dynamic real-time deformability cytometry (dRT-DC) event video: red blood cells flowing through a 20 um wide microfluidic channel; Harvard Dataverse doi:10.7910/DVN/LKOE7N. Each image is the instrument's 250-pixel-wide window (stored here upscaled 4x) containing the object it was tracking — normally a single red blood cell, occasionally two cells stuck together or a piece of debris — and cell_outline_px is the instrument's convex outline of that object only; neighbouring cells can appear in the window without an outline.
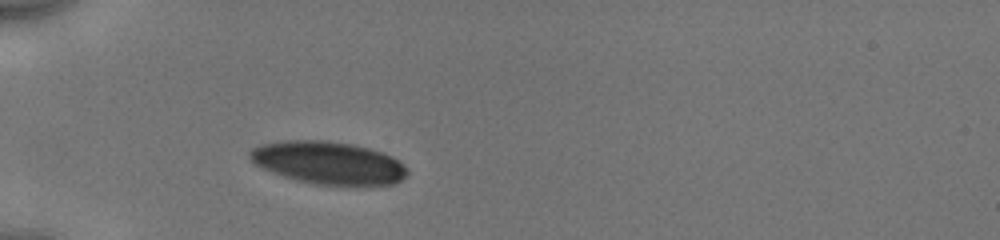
{"species": "human", "species_latin": "Homo sapiens", "temperature_condition": "cold", "stored_images_in_passage": 32, "camera_frame_rate_fps": 3000, "um_per_image_px": 0.085, "donor": {"sex": "male"}, "frame": {"image": 1, "passage_image": 1, "time_ms": 0.0, "image_size_px": [1000, 240], "cell_outline_px": [[408, 176], [396, 184], [368, 188], [360, 188], [316, 184], [284, 176], [272, 172], [256, 164], [248, 156], [248, 152], [252, 148], [260, 144], [280, 140], [328, 140], [356, 144], [384, 152], [392, 156], [404, 164], [408, 168]], "centroid_in_image_um": [28.03, 13.86], "position_along_channel_um": 57.0, "area_um2": 40.52}}
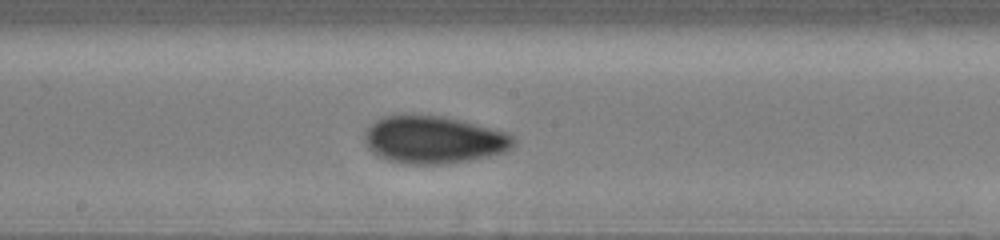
{"frame": {"image": 2, "passage_image": 14, "time_ms": 4.333, "image_size_px": [1000, 240], "cell_outline_px": [[516, 144], [512, 148], [504, 152], [488, 156], [468, 160], [444, 164], [408, 164], [388, 160], [372, 152], [368, 148], [364, 140], [364, 132], [376, 120], [384, 116], [404, 112], [444, 116], [464, 120], [508, 132], [516, 140]], "centroid_in_image_um": [36.87, 11.84], "position_along_channel_um": 211.3, "area_um2": 42.08}}
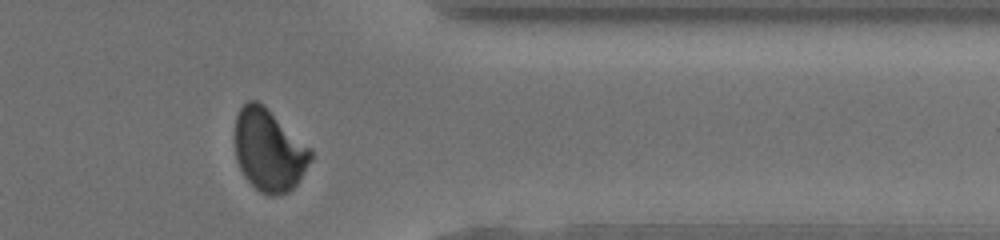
{"frame": {"image": 3, "passage_image": 28, "time_ms": 9.0, "image_size_px": [1000, 240], "cell_outline_px": [[312, 160], [296, 184], [288, 192], [276, 196], [268, 196], [260, 192], [244, 176], [236, 160], [236, 116], [240, 108], [248, 100], [256, 100], [264, 104], [312, 148]], "centroid_in_image_um": [22.89, 12.76], "position_along_channel_um": 388.5, "area_um2": 36.47}, "authors_computed_cell_mechanics": {"area_um2": 40.8357, "velocity_mm_per_s": 3.9433, "shape_relaxation_time_tau1_ms": 3.683, "shape_relaxation_time_tau2_ms": 1.0624, "deformation_change_tau1": 0.1306, "deformation_change_tau2": 0.0427}}